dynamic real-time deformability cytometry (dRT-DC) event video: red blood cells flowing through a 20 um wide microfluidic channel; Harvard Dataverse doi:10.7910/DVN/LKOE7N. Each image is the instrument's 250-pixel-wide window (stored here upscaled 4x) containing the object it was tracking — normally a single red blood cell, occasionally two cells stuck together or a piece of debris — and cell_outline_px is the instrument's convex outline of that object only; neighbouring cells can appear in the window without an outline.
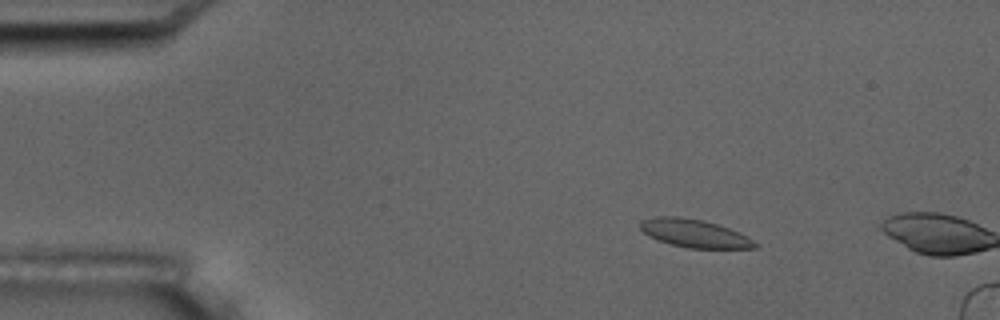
{"species": "common noctule bat (a hibernating species)", "species_latin": "Nyctalus noctula", "temperature_condition": "room temperature", "stored_images_in_passage": 2, "camera_frame_rate_fps": 3000, "um_per_image_px": 0.085, "animal": {"sex": "male", "body_mass_g": 17.5, "forearm_length_mm": 52.3}, "frame": {"image": 1, "passage_image": 1, "time_ms": 0.0, "image_size_px": [1000, 320], "cell_outline_px": [[760, 244], [756, 248], [688, 248], [672, 244], [660, 240], [644, 232], [640, 228], [640, 220], [656, 216], [676, 216], [700, 220], [716, 224], [728, 228]], "centroid_in_image_um": [59.01, 19.83], "position_along_channel_um": 26.0, "area_um2": 18.26}}